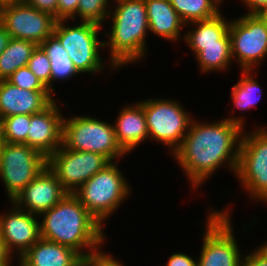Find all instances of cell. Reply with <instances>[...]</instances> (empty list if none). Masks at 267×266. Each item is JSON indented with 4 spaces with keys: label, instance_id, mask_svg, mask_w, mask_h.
Listing matches in <instances>:
<instances>
[{
    "label": "cell",
    "instance_id": "obj_1",
    "mask_svg": "<svg viewBox=\"0 0 267 266\" xmlns=\"http://www.w3.org/2000/svg\"><path fill=\"white\" fill-rule=\"evenodd\" d=\"M196 118L199 117L193 118L182 144L171 157L187 177L190 191L195 192L222 168L235 177L244 130L226 118L208 122Z\"/></svg>",
    "mask_w": 267,
    "mask_h": 266
},
{
    "label": "cell",
    "instance_id": "obj_2",
    "mask_svg": "<svg viewBox=\"0 0 267 266\" xmlns=\"http://www.w3.org/2000/svg\"><path fill=\"white\" fill-rule=\"evenodd\" d=\"M38 217L41 238L68 246L84 259L107 244L108 235L104 227L74 194L67 193L54 207Z\"/></svg>",
    "mask_w": 267,
    "mask_h": 266
},
{
    "label": "cell",
    "instance_id": "obj_3",
    "mask_svg": "<svg viewBox=\"0 0 267 266\" xmlns=\"http://www.w3.org/2000/svg\"><path fill=\"white\" fill-rule=\"evenodd\" d=\"M111 3L106 21L109 31L103 32L104 51L108 54L106 59L119 71L130 64L143 63L150 55L147 45L149 24L145 0H114Z\"/></svg>",
    "mask_w": 267,
    "mask_h": 266
},
{
    "label": "cell",
    "instance_id": "obj_4",
    "mask_svg": "<svg viewBox=\"0 0 267 266\" xmlns=\"http://www.w3.org/2000/svg\"><path fill=\"white\" fill-rule=\"evenodd\" d=\"M104 29L106 30V27L93 22L73 20H57L56 22L53 35L66 49L70 60L81 76L88 74L98 77L99 74H106L104 72L107 71L118 73L115 66L102 57L105 52L104 37H102L104 33H100L104 32L102 31Z\"/></svg>",
    "mask_w": 267,
    "mask_h": 266
},
{
    "label": "cell",
    "instance_id": "obj_5",
    "mask_svg": "<svg viewBox=\"0 0 267 266\" xmlns=\"http://www.w3.org/2000/svg\"><path fill=\"white\" fill-rule=\"evenodd\" d=\"M120 161L110 162L73 193L103 227L133 195L130 181L119 168Z\"/></svg>",
    "mask_w": 267,
    "mask_h": 266
},
{
    "label": "cell",
    "instance_id": "obj_6",
    "mask_svg": "<svg viewBox=\"0 0 267 266\" xmlns=\"http://www.w3.org/2000/svg\"><path fill=\"white\" fill-rule=\"evenodd\" d=\"M208 207L206 220H203L205 223L202 222L203 239L198 251L200 253L196 255L197 266H241L244 256L242 253L245 252H242L241 245L237 242L238 235L234 233V208L228 204L219 210L217 207Z\"/></svg>",
    "mask_w": 267,
    "mask_h": 266
},
{
    "label": "cell",
    "instance_id": "obj_7",
    "mask_svg": "<svg viewBox=\"0 0 267 266\" xmlns=\"http://www.w3.org/2000/svg\"><path fill=\"white\" fill-rule=\"evenodd\" d=\"M96 116L74 114L63 120L62 145L74 151H90L110 162L123 160L127 154L119 146L113 123Z\"/></svg>",
    "mask_w": 267,
    "mask_h": 266
},
{
    "label": "cell",
    "instance_id": "obj_8",
    "mask_svg": "<svg viewBox=\"0 0 267 266\" xmlns=\"http://www.w3.org/2000/svg\"><path fill=\"white\" fill-rule=\"evenodd\" d=\"M143 105L148 130V141L161 144L172 154L180 147L191 121L195 117L184 108V103L174 98L148 97Z\"/></svg>",
    "mask_w": 267,
    "mask_h": 266
},
{
    "label": "cell",
    "instance_id": "obj_9",
    "mask_svg": "<svg viewBox=\"0 0 267 266\" xmlns=\"http://www.w3.org/2000/svg\"><path fill=\"white\" fill-rule=\"evenodd\" d=\"M243 130L237 171L234 177L251 203L267 206V126Z\"/></svg>",
    "mask_w": 267,
    "mask_h": 266
},
{
    "label": "cell",
    "instance_id": "obj_10",
    "mask_svg": "<svg viewBox=\"0 0 267 266\" xmlns=\"http://www.w3.org/2000/svg\"><path fill=\"white\" fill-rule=\"evenodd\" d=\"M241 14L228 28L233 62L239 71H258L267 58V22L260 14Z\"/></svg>",
    "mask_w": 267,
    "mask_h": 266
},
{
    "label": "cell",
    "instance_id": "obj_11",
    "mask_svg": "<svg viewBox=\"0 0 267 266\" xmlns=\"http://www.w3.org/2000/svg\"><path fill=\"white\" fill-rule=\"evenodd\" d=\"M47 166V158L24 143H7L0 146V181L7 200L16 196Z\"/></svg>",
    "mask_w": 267,
    "mask_h": 266
},
{
    "label": "cell",
    "instance_id": "obj_12",
    "mask_svg": "<svg viewBox=\"0 0 267 266\" xmlns=\"http://www.w3.org/2000/svg\"><path fill=\"white\" fill-rule=\"evenodd\" d=\"M110 161L90 151H74L63 145L47 158L48 168L56 175L62 188L73 194Z\"/></svg>",
    "mask_w": 267,
    "mask_h": 266
},
{
    "label": "cell",
    "instance_id": "obj_13",
    "mask_svg": "<svg viewBox=\"0 0 267 266\" xmlns=\"http://www.w3.org/2000/svg\"><path fill=\"white\" fill-rule=\"evenodd\" d=\"M56 22L54 16L39 11L24 0L4 3L0 7V23L11 38L31 41L37 46L53 35Z\"/></svg>",
    "mask_w": 267,
    "mask_h": 266
},
{
    "label": "cell",
    "instance_id": "obj_14",
    "mask_svg": "<svg viewBox=\"0 0 267 266\" xmlns=\"http://www.w3.org/2000/svg\"><path fill=\"white\" fill-rule=\"evenodd\" d=\"M10 210L0 212V236L7 251L15 260L20 258L40 238L38 215L17 207L12 201Z\"/></svg>",
    "mask_w": 267,
    "mask_h": 266
},
{
    "label": "cell",
    "instance_id": "obj_15",
    "mask_svg": "<svg viewBox=\"0 0 267 266\" xmlns=\"http://www.w3.org/2000/svg\"><path fill=\"white\" fill-rule=\"evenodd\" d=\"M59 100V101H58ZM57 98L42 112L30 115L27 145L46 158L62 146L64 102ZM62 104V105H60Z\"/></svg>",
    "mask_w": 267,
    "mask_h": 266
},
{
    "label": "cell",
    "instance_id": "obj_16",
    "mask_svg": "<svg viewBox=\"0 0 267 266\" xmlns=\"http://www.w3.org/2000/svg\"><path fill=\"white\" fill-rule=\"evenodd\" d=\"M66 194L56 175L46 166L12 202L17 207L39 216L54 207Z\"/></svg>",
    "mask_w": 267,
    "mask_h": 266
},
{
    "label": "cell",
    "instance_id": "obj_17",
    "mask_svg": "<svg viewBox=\"0 0 267 266\" xmlns=\"http://www.w3.org/2000/svg\"><path fill=\"white\" fill-rule=\"evenodd\" d=\"M56 98L49 90L21 89L7 80H0V117L37 114Z\"/></svg>",
    "mask_w": 267,
    "mask_h": 266
},
{
    "label": "cell",
    "instance_id": "obj_18",
    "mask_svg": "<svg viewBox=\"0 0 267 266\" xmlns=\"http://www.w3.org/2000/svg\"><path fill=\"white\" fill-rule=\"evenodd\" d=\"M125 104L119 109L113 125L119 146L129 155L142 144L147 143L148 130L141 102Z\"/></svg>",
    "mask_w": 267,
    "mask_h": 266
},
{
    "label": "cell",
    "instance_id": "obj_19",
    "mask_svg": "<svg viewBox=\"0 0 267 266\" xmlns=\"http://www.w3.org/2000/svg\"><path fill=\"white\" fill-rule=\"evenodd\" d=\"M145 4L150 35L176 43L175 45L183 41L185 23L172 7L170 0H145Z\"/></svg>",
    "mask_w": 267,
    "mask_h": 266
},
{
    "label": "cell",
    "instance_id": "obj_20",
    "mask_svg": "<svg viewBox=\"0 0 267 266\" xmlns=\"http://www.w3.org/2000/svg\"><path fill=\"white\" fill-rule=\"evenodd\" d=\"M83 259L68 246L40 238L16 260V266H77Z\"/></svg>",
    "mask_w": 267,
    "mask_h": 266
},
{
    "label": "cell",
    "instance_id": "obj_21",
    "mask_svg": "<svg viewBox=\"0 0 267 266\" xmlns=\"http://www.w3.org/2000/svg\"><path fill=\"white\" fill-rule=\"evenodd\" d=\"M241 74L240 78L234 82L233 86L231 87L230 91V102L231 103V109L232 111L224 118L227 120H230L232 122L238 123L243 129L247 127L246 123L248 121L247 117H245V113L248 112L250 109L254 107L257 108L258 103H260V100L263 95V89L259 83V80L255 79L256 76H258L259 71L253 72L251 71H239ZM235 108V109H234ZM242 111L243 114L235 115L236 112ZM234 113V114H233ZM233 114V115H232ZM246 119V120H245Z\"/></svg>",
    "mask_w": 267,
    "mask_h": 266
},
{
    "label": "cell",
    "instance_id": "obj_22",
    "mask_svg": "<svg viewBox=\"0 0 267 266\" xmlns=\"http://www.w3.org/2000/svg\"><path fill=\"white\" fill-rule=\"evenodd\" d=\"M186 46L194 55L200 74L226 73L234 63L229 32L219 40V44Z\"/></svg>",
    "mask_w": 267,
    "mask_h": 266
},
{
    "label": "cell",
    "instance_id": "obj_23",
    "mask_svg": "<svg viewBox=\"0 0 267 266\" xmlns=\"http://www.w3.org/2000/svg\"><path fill=\"white\" fill-rule=\"evenodd\" d=\"M230 19L220 12L217 16L185 24L184 39L186 45L219 44V40L228 32ZM189 27V28H188Z\"/></svg>",
    "mask_w": 267,
    "mask_h": 266
},
{
    "label": "cell",
    "instance_id": "obj_24",
    "mask_svg": "<svg viewBox=\"0 0 267 266\" xmlns=\"http://www.w3.org/2000/svg\"><path fill=\"white\" fill-rule=\"evenodd\" d=\"M50 59L51 64V93L56 95V85L58 82H64L65 80H71L78 78L80 73L74 67V64L70 60L66 49L61 45L59 40L54 36H50L45 39L39 45Z\"/></svg>",
    "mask_w": 267,
    "mask_h": 266
},
{
    "label": "cell",
    "instance_id": "obj_25",
    "mask_svg": "<svg viewBox=\"0 0 267 266\" xmlns=\"http://www.w3.org/2000/svg\"><path fill=\"white\" fill-rule=\"evenodd\" d=\"M36 47L31 41L11 38L0 54V80H6L17 69L26 67Z\"/></svg>",
    "mask_w": 267,
    "mask_h": 266
},
{
    "label": "cell",
    "instance_id": "obj_26",
    "mask_svg": "<svg viewBox=\"0 0 267 266\" xmlns=\"http://www.w3.org/2000/svg\"><path fill=\"white\" fill-rule=\"evenodd\" d=\"M170 3L185 24L217 16L224 4L221 0H170Z\"/></svg>",
    "mask_w": 267,
    "mask_h": 266
},
{
    "label": "cell",
    "instance_id": "obj_27",
    "mask_svg": "<svg viewBox=\"0 0 267 266\" xmlns=\"http://www.w3.org/2000/svg\"><path fill=\"white\" fill-rule=\"evenodd\" d=\"M111 2V0H79L77 13L70 20L93 22L105 27Z\"/></svg>",
    "mask_w": 267,
    "mask_h": 266
},
{
    "label": "cell",
    "instance_id": "obj_28",
    "mask_svg": "<svg viewBox=\"0 0 267 266\" xmlns=\"http://www.w3.org/2000/svg\"><path fill=\"white\" fill-rule=\"evenodd\" d=\"M2 120L4 142L24 143L27 145L30 115H14L2 118Z\"/></svg>",
    "mask_w": 267,
    "mask_h": 266
},
{
    "label": "cell",
    "instance_id": "obj_29",
    "mask_svg": "<svg viewBox=\"0 0 267 266\" xmlns=\"http://www.w3.org/2000/svg\"><path fill=\"white\" fill-rule=\"evenodd\" d=\"M30 71L41 81V83L51 92V64L50 59L44 50L37 46L32 52L27 64Z\"/></svg>",
    "mask_w": 267,
    "mask_h": 266
},
{
    "label": "cell",
    "instance_id": "obj_30",
    "mask_svg": "<svg viewBox=\"0 0 267 266\" xmlns=\"http://www.w3.org/2000/svg\"><path fill=\"white\" fill-rule=\"evenodd\" d=\"M6 80L21 89L48 90L28 66L17 69Z\"/></svg>",
    "mask_w": 267,
    "mask_h": 266
},
{
    "label": "cell",
    "instance_id": "obj_31",
    "mask_svg": "<svg viewBox=\"0 0 267 266\" xmlns=\"http://www.w3.org/2000/svg\"><path fill=\"white\" fill-rule=\"evenodd\" d=\"M241 266H267V244L263 241L259 246L246 251Z\"/></svg>",
    "mask_w": 267,
    "mask_h": 266
},
{
    "label": "cell",
    "instance_id": "obj_32",
    "mask_svg": "<svg viewBox=\"0 0 267 266\" xmlns=\"http://www.w3.org/2000/svg\"><path fill=\"white\" fill-rule=\"evenodd\" d=\"M120 258L103 249L89 257V266H126Z\"/></svg>",
    "mask_w": 267,
    "mask_h": 266
},
{
    "label": "cell",
    "instance_id": "obj_33",
    "mask_svg": "<svg viewBox=\"0 0 267 266\" xmlns=\"http://www.w3.org/2000/svg\"><path fill=\"white\" fill-rule=\"evenodd\" d=\"M79 0H58L57 20H70L76 13Z\"/></svg>",
    "mask_w": 267,
    "mask_h": 266
},
{
    "label": "cell",
    "instance_id": "obj_34",
    "mask_svg": "<svg viewBox=\"0 0 267 266\" xmlns=\"http://www.w3.org/2000/svg\"><path fill=\"white\" fill-rule=\"evenodd\" d=\"M167 259L163 266H197V257L179 251L171 253Z\"/></svg>",
    "mask_w": 267,
    "mask_h": 266
},
{
    "label": "cell",
    "instance_id": "obj_35",
    "mask_svg": "<svg viewBox=\"0 0 267 266\" xmlns=\"http://www.w3.org/2000/svg\"><path fill=\"white\" fill-rule=\"evenodd\" d=\"M28 5L38 9L39 11L47 12L57 19L58 0H24Z\"/></svg>",
    "mask_w": 267,
    "mask_h": 266
},
{
    "label": "cell",
    "instance_id": "obj_36",
    "mask_svg": "<svg viewBox=\"0 0 267 266\" xmlns=\"http://www.w3.org/2000/svg\"><path fill=\"white\" fill-rule=\"evenodd\" d=\"M244 5V14H260L267 7V0H239ZM247 8V9H246Z\"/></svg>",
    "mask_w": 267,
    "mask_h": 266
},
{
    "label": "cell",
    "instance_id": "obj_37",
    "mask_svg": "<svg viewBox=\"0 0 267 266\" xmlns=\"http://www.w3.org/2000/svg\"><path fill=\"white\" fill-rule=\"evenodd\" d=\"M15 262L16 260H14V257L7 251L0 236V266H14Z\"/></svg>",
    "mask_w": 267,
    "mask_h": 266
},
{
    "label": "cell",
    "instance_id": "obj_38",
    "mask_svg": "<svg viewBox=\"0 0 267 266\" xmlns=\"http://www.w3.org/2000/svg\"><path fill=\"white\" fill-rule=\"evenodd\" d=\"M11 36L9 32L5 29V27L0 23V54L5 50L7 47Z\"/></svg>",
    "mask_w": 267,
    "mask_h": 266
},
{
    "label": "cell",
    "instance_id": "obj_39",
    "mask_svg": "<svg viewBox=\"0 0 267 266\" xmlns=\"http://www.w3.org/2000/svg\"><path fill=\"white\" fill-rule=\"evenodd\" d=\"M4 143V138H3V120L0 117V146Z\"/></svg>",
    "mask_w": 267,
    "mask_h": 266
},
{
    "label": "cell",
    "instance_id": "obj_40",
    "mask_svg": "<svg viewBox=\"0 0 267 266\" xmlns=\"http://www.w3.org/2000/svg\"><path fill=\"white\" fill-rule=\"evenodd\" d=\"M77 266H89V258L83 259Z\"/></svg>",
    "mask_w": 267,
    "mask_h": 266
},
{
    "label": "cell",
    "instance_id": "obj_41",
    "mask_svg": "<svg viewBox=\"0 0 267 266\" xmlns=\"http://www.w3.org/2000/svg\"><path fill=\"white\" fill-rule=\"evenodd\" d=\"M260 15L267 22V7L260 13Z\"/></svg>",
    "mask_w": 267,
    "mask_h": 266
},
{
    "label": "cell",
    "instance_id": "obj_42",
    "mask_svg": "<svg viewBox=\"0 0 267 266\" xmlns=\"http://www.w3.org/2000/svg\"><path fill=\"white\" fill-rule=\"evenodd\" d=\"M17 1H22V0H0V2L2 4H4V3H10V2H17Z\"/></svg>",
    "mask_w": 267,
    "mask_h": 266
}]
</instances>
